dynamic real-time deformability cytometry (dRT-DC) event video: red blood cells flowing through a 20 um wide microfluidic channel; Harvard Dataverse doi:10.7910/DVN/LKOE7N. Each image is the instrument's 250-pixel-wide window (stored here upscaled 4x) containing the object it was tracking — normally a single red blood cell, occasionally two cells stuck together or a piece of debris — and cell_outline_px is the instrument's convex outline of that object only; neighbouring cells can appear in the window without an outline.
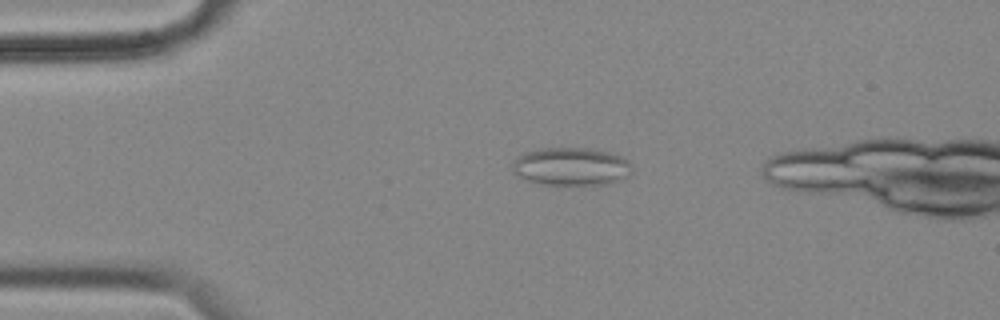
{"species": "common noctule bat (a hibernating species)", "species_latin": "Nyctalus noctula", "temperature_condition": "cold", "stored_images_in_passage": 6, "camera_frame_rate_fps": 3000, "um_per_image_px": 0.085, "animal": {"sex": "female", "body_mass_g": 18.4}, "frame": {"image": 1, "passage_image": 4, "time_ms": 1.0, "image_size_px": [1000, 320], "cell_outline_px": [[632, 172], [624, 180], [604, 184], [540, 184], [528, 180], [512, 172], [512, 164], [524, 152], [540, 148], [588, 148], [612, 152], [628, 160], [632, 168]], "centroid_in_image_um": [48.59, 14.14], "position_along_channel_um": 36.4, "area_um2": 26.53}}